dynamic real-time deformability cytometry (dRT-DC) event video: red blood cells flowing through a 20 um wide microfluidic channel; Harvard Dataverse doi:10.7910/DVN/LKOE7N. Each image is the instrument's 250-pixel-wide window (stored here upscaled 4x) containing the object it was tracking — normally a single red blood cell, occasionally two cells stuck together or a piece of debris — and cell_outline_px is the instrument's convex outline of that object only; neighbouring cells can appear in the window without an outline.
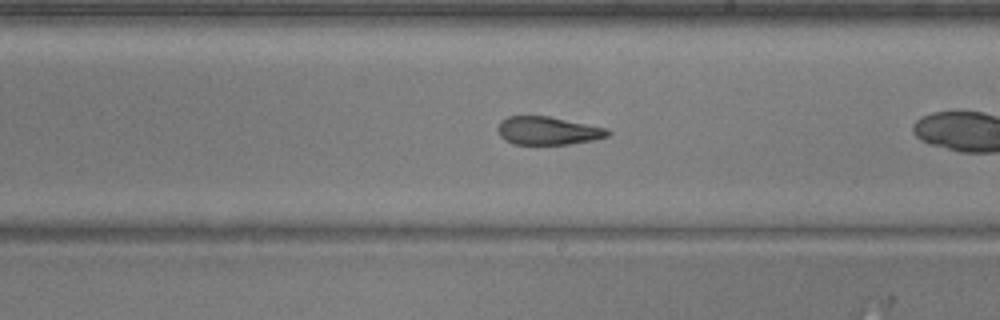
{"species": "common noctule bat (a hibernating species)", "species_latin": "Nyctalus noctula", "temperature_condition": "warm", "stored_images_in_passage": 25, "camera_frame_rate_fps": 3000, "um_per_image_px": 0.085, "animal": {"sex": "male", "body_mass_g": 20.5, "forearm_length_mm": 52.5}, "frame": {"image": 1, "passage_image": 15, "time_ms": 4.667, "image_size_px": [1000, 320], "cell_outline_px": [[612, 132], [608, 136], [596, 140], [568, 144], [512, 144], [504, 140], [500, 136], [496, 128], [500, 120], [508, 116], [548, 116], [608, 128]], "centroid_in_image_um": [46.56, 11.11], "position_along_channel_um": 242.4, "area_um2": 18.26}}
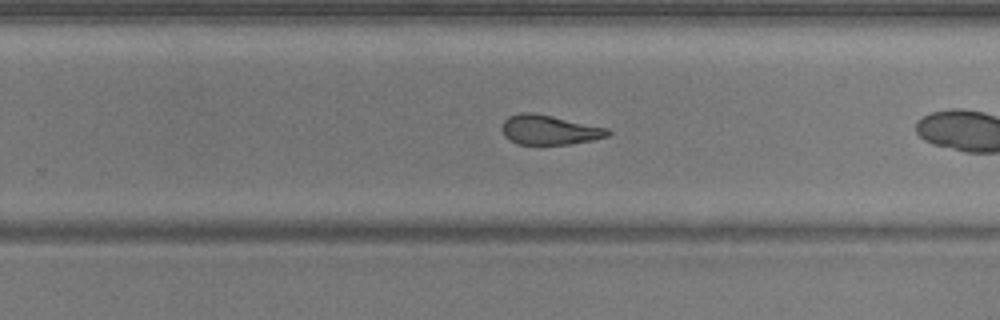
{"frame": {"image": 2, "passage_image": 18, "time_ms": 5.667, "image_size_px": [1000, 320], "cell_outline_px": [[612, 132], [608, 136], [592, 140], [572, 144], [516, 144], [504, 136], [500, 128], [504, 120], [508, 116], [520, 112], [532, 112], [552, 116], [608, 128]], "centroid_in_image_um": [46.66, 11.04], "position_along_channel_um": 283.1, "area_um2": 18.38}}